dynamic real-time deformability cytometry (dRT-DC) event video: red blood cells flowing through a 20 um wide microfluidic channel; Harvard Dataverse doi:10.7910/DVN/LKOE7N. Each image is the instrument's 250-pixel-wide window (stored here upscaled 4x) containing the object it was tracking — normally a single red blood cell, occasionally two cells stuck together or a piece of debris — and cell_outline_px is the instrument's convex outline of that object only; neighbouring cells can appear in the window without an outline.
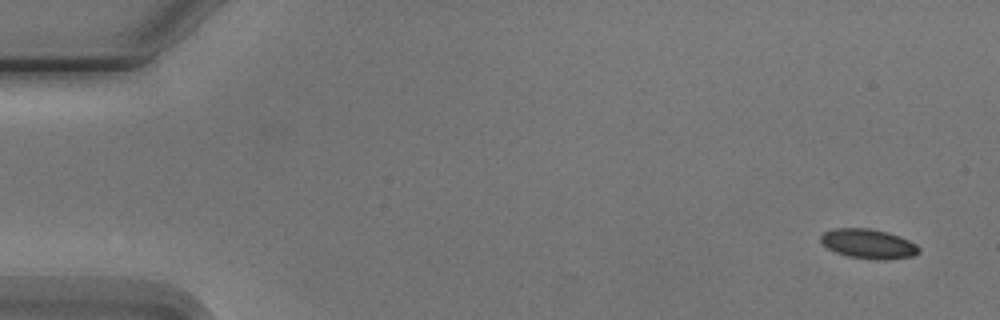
{"species": "Egyptian fruit bat (a non-hibernating species)", "species_latin": "Rousettus aegyptiacus", "temperature_condition": "cold", "stored_images_in_passage": 2, "camera_frame_rate_fps": 3000, "um_per_image_px": 0.085, "animal": {"sex": "male"}, "frame": {"image": 1, "passage_image": 2, "time_ms": 1.333, "image_size_px": [1000, 320], "cell_outline_px": [[920, 252], [912, 256], [884, 260], [876, 260], [848, 256], [836, 252], [828, 248], [820, 240], [820, 236], [824, 232], [836, 228], [868, 228], [888, 232], [900, 236], [916, 244], [920, 248]], "centroid_in_image_um": [73.83, 20.72], "position_along_channel_um": 11.2, "area_um2": 16.88}}